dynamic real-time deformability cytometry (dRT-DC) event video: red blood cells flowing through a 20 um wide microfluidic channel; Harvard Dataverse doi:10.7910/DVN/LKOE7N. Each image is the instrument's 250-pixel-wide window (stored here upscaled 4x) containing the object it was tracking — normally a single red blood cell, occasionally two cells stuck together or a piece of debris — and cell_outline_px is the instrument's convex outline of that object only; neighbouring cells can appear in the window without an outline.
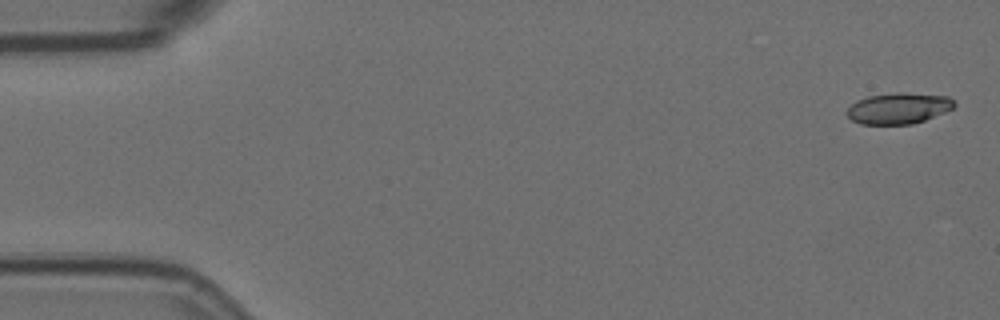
{"species": "Egyptian fruit bat (a non-hibernating species)", "species_latin": "Rousettus aegyptiacus", "temperature_condition": "room temperature", "stored_images_in_passage": 15, "camera_frame_rate_fps": 3000, "um_per_image_px": 0.085, "animal": {"sex": "female"}, "frame": {"image": 1, "passage_image": 1, "time_ms": 0.0, "image_size_px": [1000, 320], "cell_outline_px": [[956, 104], [952, 108], [944, 112], [924, 120], [912, 124], [860, 124], [852, 120], [848, 116], [848, 108], [856, 100], [868, 96], [896, 92], [904, 92], [948, 96]], "centroid_in_image_um": [76.37, 9.19], "position_along_channel_um": 8.6, "area_um2": 19.31}}
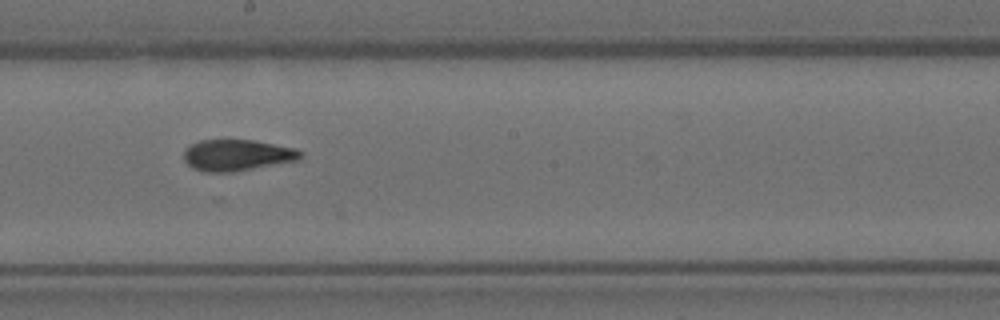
{"frame": {"image": 2, "passage_image": 9, "time_ms": 2.667, "image_size_px": [1000, 320], "cell_outline_px": [[304, 152], [296, 160], [232, 172], [204, 172], [192, 168], [184, 160], [184, 152], [192, 144], [200, 140], [252, 140], [296, 148]], "centroid_in_image_um": [20.13, 13.19], "position_along_channel_um": 228.1, "area_um2": 20.98}}
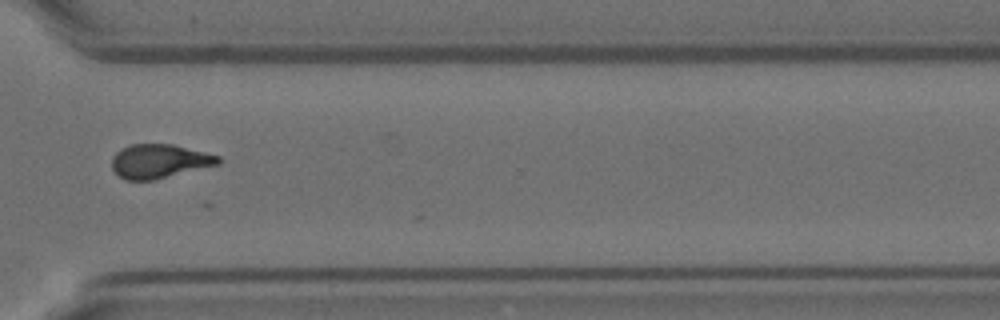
{"frame": {"image": 3, "passage_image": 12, "time_ms": 3.667, "image_size_px": [1000, 320], "cell_outline_px": [[220, 164], [152, 180], [124, 180], [112, 168], [112, 156], [116, 152], [132, 144], [172, 144], [220, 156]], "centroid_in_image_um": [13.54, 13.7], "position_along_channel_um": 357.1, "area_um2": 20.81}}